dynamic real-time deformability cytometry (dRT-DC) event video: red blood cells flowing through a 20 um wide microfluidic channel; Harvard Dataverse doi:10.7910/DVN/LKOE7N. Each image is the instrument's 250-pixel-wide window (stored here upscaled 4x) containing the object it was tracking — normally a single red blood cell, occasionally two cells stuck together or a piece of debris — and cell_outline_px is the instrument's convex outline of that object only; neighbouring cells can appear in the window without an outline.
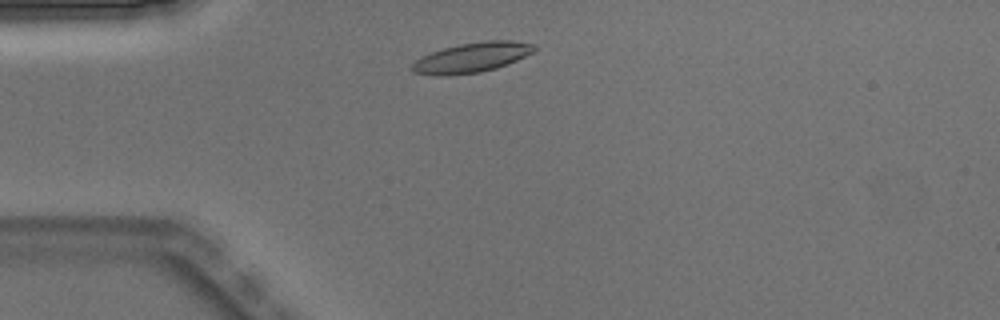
{"species": "Egyptian fruit bat (a non-hibernating species)", "species_latin": "Rousettus aegyptiacus", "temperature_condition": "warm", "stored_images_in_passage": 2, "camera_frame_rate_fps": 3000, "um_per_image_px": 0.085, "animal": {"sex": "male"}, "frame": {"image": 1, "passage_image": 2, "time_ms": 0.333, "image_size_px": [1000, 320], "cell_outline_px": [[536, 48], [532, 52], [516, 60], [496, 68], [480, 72], [448, 76], [436, 76], [412, 72], [408, 68], [416, 60], [432, 52], [444, 48], [460, 44], [484, 40], [512, 40], [536, 44]], "centroid_in_image_um": [40.08, 4.89], "position_along_channel_um": 44.9, "area_um2": 21.33}}